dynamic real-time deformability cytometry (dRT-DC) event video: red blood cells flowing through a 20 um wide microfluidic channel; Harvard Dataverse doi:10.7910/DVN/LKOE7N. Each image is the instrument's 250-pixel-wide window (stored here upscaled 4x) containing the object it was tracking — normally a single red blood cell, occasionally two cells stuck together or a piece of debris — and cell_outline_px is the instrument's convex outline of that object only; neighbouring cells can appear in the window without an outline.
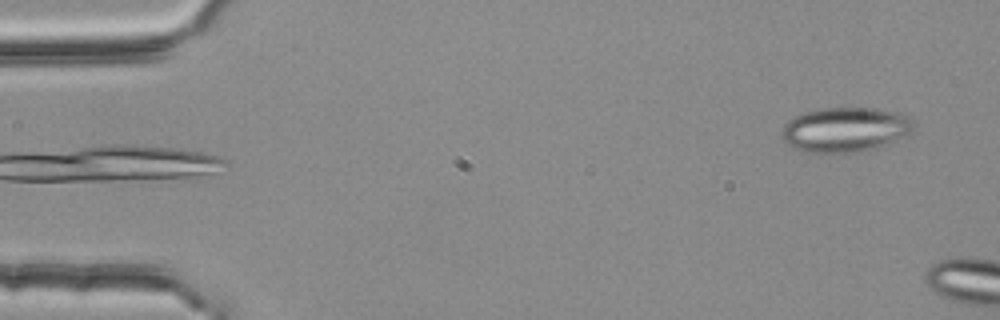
{"species": "common noctule bat (a hibernating species)", "species_latin": "Nyctalus noctula", "temperature_condition": "room temperature", "stored_images_in_passage": 2, "camera_frame_rate_fps": 3000, "um_per_image_px": 0.085, "animal": {"sex": "female", "body_mass_g": 25.1}, "frame": {"image": 1, "passage_image": 2, "time_ms": 0.333, "image_size_px": [1000, 320], "cell_outline_px": [[912, 128], [908, 132], [884, 144], [856, 152], [804, 152], [792, 148], [780, 136], [780, 132], [784, 124], [788, 120], [804, 112], [820, 108], [876, 108], [900, 112], [908, 116], [912, 120]], "centroid_in_image_um": [71.75, 10.99], "position_along_channel_um": 13.3, "area_um2": 33.93}}